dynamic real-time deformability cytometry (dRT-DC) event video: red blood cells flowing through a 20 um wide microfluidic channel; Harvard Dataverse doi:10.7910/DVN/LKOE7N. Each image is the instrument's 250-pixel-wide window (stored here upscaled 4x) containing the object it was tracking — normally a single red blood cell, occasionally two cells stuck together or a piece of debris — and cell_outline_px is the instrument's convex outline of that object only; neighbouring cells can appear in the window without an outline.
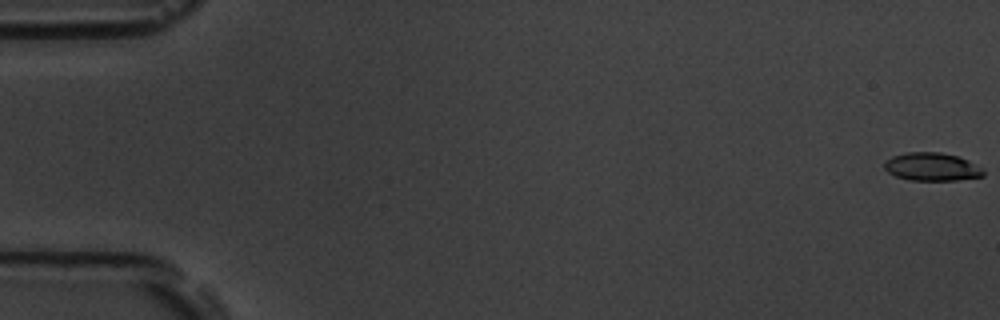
{"species": "common noctule bat (a hibernating species)", "species_latin": "Nyctalus noctula", "temperature_condition": "room temperature", "stored_images_in_passage": 57, "camera_frame_rate_fps": 3000, "um_per_image_px": 0.085, "animal": {"sex": "male", "body_mass_g": 19.5, "forearm_length_mm": 54.6}, "frame": {"image": 1, "passage_image": 1, "time_ms": 0.0, "image_size_px": [1000, 320], "cell_outline_px": [[984, 176], [956, 180], [908, 180], [896, 176], [888, 172], [884, 168], [884, 160], [892, 156], [908, 152], [940, 152], [956, 156], [968, 160], [984, 168]], "centroid_in_image_um": [79.2, 14.17], "position_along_channel_um": 5.8, "area_um2": 16.3}}
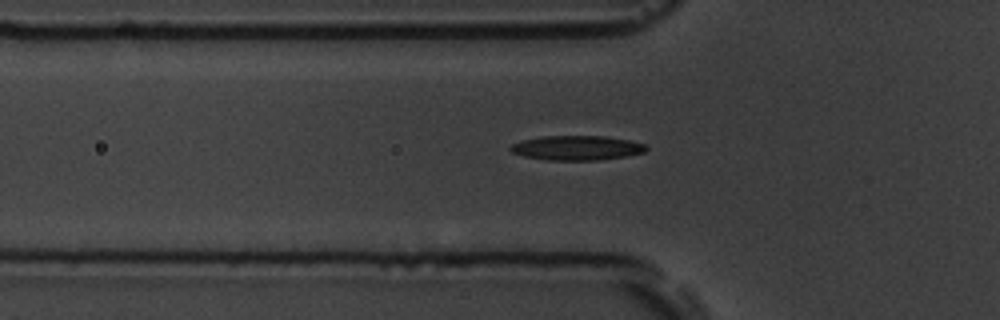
{"frame": {"image": 2, "passage_image": 20, "time_ms": 6.333, "image_size_px": [1000, 320], "cell_outline_px": [[648, 148], [644, 152], [624, 156], [596, 160], [548, 160], [524, 156], [512, 152], [508, 148], [512, 144], [520, 140], [540, 136], [604, 136], [628, 140], [644, 144]], "centroid_in_image_um": [48.97, 12.56], "position_along_channel_um": 76.8, "area_um2": 19.31}}
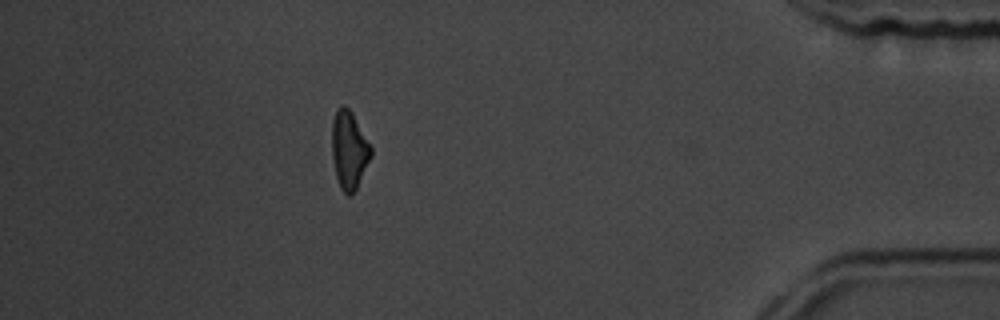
{"frame": {"image": 3, "passage_image": 51, "time_ms": 16.667, "image_size_px": [1000, 320], "cell_outline_px": [[372, 156], [356, 188], [348, 196], [340, 188], [336, 176], [332, 156], [332, 120], [336, 108], [340, 104], [344, 104], [352, 112], [372, 148]], "centroid_in_image_um": [29.66, 12.7], "position_along_channel_um": 405.5, "area_um2": 17.74}, "authors_computed_cell_mechanics": {"area_um2": 17.9758, "velocity_mm_per_s": 3.6428, "shape_relaxation_time_tau1_ms": 3.8625, "shape_relaxation_time_tau2_ms": 8.2848, "deformation_change_tau1": 0.1233, "deformation_change_tau2": 0.193}}